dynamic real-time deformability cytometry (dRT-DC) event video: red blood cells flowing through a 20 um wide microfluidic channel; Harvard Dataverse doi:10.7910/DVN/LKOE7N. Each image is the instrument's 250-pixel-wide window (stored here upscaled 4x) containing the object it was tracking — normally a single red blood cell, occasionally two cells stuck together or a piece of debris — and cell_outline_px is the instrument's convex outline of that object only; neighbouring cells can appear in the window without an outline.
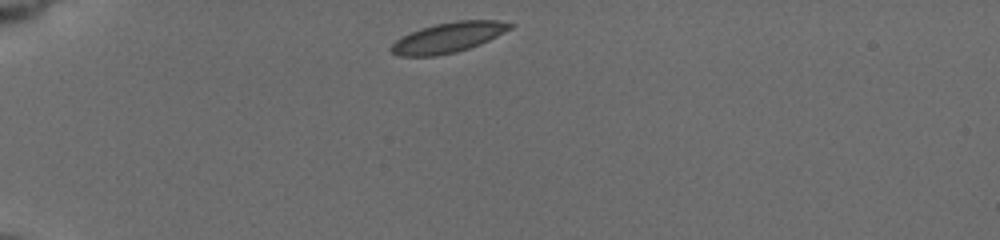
{"species": "common noctule bat (a hibernating species)", "species_latin": "Nyctalus noctula", "temperature_condition": "cold", "stored_images_in_passage": 41, "camera_frame_rate_fps": 3000, "um_per_image_px": 0.085, "animal": {"sex": "female", "body_mass_g": 19.5, "forearm_length_mm": 54.1}, "frame": {"image": 1, "passage_image": 1, "time_ms": 0.0, "image_size_px": [1000, 240], "cell_outline_px": [[516, 24], [512, 28], [480, 44], [456, 52], [436, 56], [400, 56], [392, 52], [388, 48], [396, 40], [420, 28], [436, 24], [456, 20], [496, 20]], "centroid_in_image_um": [38.11, 3.18], "position_along_channel_um": 46.9, "area_um2": 20.75}}
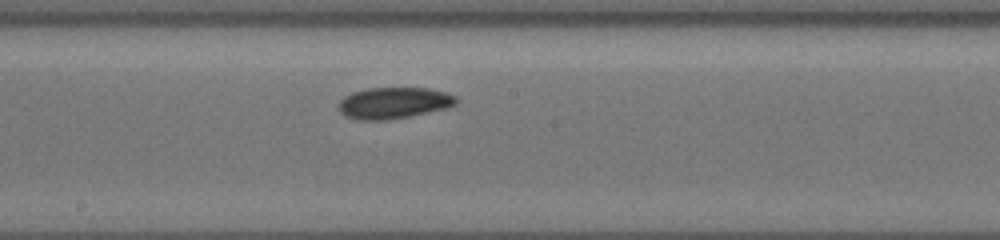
{"frame": {"image": 2, "passage_image": 18, "time_ms": 5.667, "image_size_px": [1000, 240], "cell_outline_px": [[460, 100], [456, 104], [448, 108], [388, 120], [356, 120], [344, 116], [336, 108], [340, 100], [344, 96], [352, 92], [368, 88], [428, 88], [444, 92], [456, 96]], "centroid_in_image_um": [33.44, 8.75], "position_along_channel_um": 214.8, "area_um2": 21.73}}
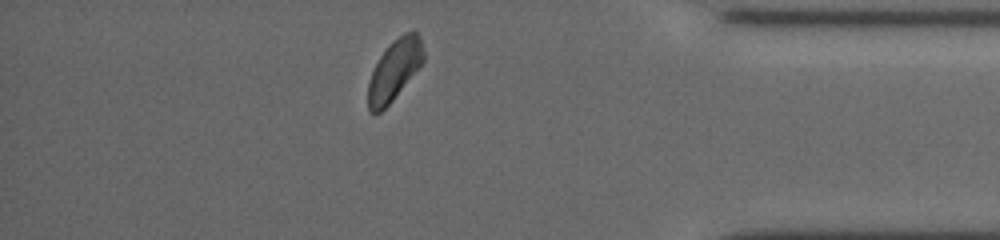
{"frame": {"image": 3, "passage_image": 35, "time_ms": 11.333, "image_size_px": [1000, 240], "cell_outline_px": [[424, 60], [392, 100], [380, 112], [368, 112], [368, 84], [372, 72], [380, 56], [388, 44], [392, 40], [404, 32], [416, 32], [420, 36], [424, 52]], "centroid_in_image_um": [33.51, 5.92], "position_along_channel_um": 401.7, "area_um2": 19.19}, "authors_computed_cell_mechanics": {"area_um2": 20.8658, "velocity_mm_per_s": 3.6963, "shape_relaxation_time_tau1_ms": 2.9778, "shape_relaxation_time_tau2_ms": null, "deformation_change_tau1": 0.0689, "deformation_change_tau2": null}}